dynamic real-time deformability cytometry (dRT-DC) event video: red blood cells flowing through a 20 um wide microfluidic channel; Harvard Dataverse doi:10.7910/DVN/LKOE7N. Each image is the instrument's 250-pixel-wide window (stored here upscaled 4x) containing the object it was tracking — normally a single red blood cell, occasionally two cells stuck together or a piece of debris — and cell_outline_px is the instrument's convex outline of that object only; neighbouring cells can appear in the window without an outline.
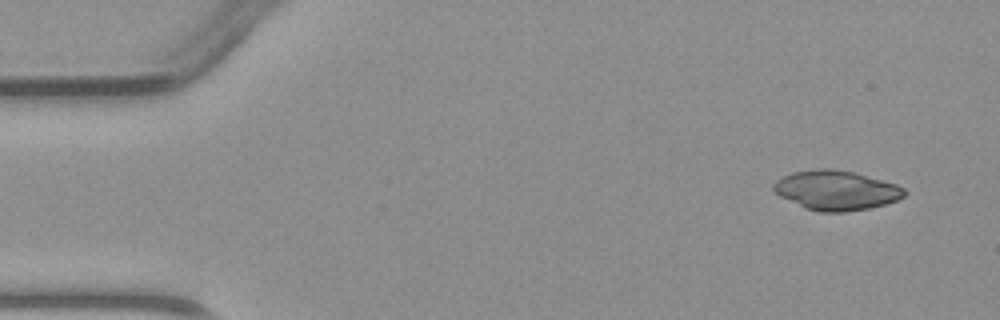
{"species": "common noctule bat (a hibernating species)", "species_latin": "Nyctalus noctula", "temperature_condition": "warm", "stored_images_in_passage": 5, "segment_of_instrument_passage": [1, 2], "camera_frame_rate_fps": 3000, "um_per_image_px": 0.085, "animal": {"sex": "male", "body_mass_g": 23.1, "forearm_length_mm": 52.7}, "frame": {"image": 1, "passage_image": 1, "time_ms": 0.0, "image_size_px": [1000, 320], "cell_outline_px": [[908, 192], [904, 196], [896, 200], [884, 204], [868, 208], [844, 212], [820, 212], [804, 208], [780, 196], [772, 188], [772, 184], [776, 180], [792, 172], [812, 168], [832, 168], [852, 172], [896, 184], [904, 188]], "centroid_in_image_um": [71.04, 16.17], "position_along_channel_um": 14.0, "area_um2": 30.11}}